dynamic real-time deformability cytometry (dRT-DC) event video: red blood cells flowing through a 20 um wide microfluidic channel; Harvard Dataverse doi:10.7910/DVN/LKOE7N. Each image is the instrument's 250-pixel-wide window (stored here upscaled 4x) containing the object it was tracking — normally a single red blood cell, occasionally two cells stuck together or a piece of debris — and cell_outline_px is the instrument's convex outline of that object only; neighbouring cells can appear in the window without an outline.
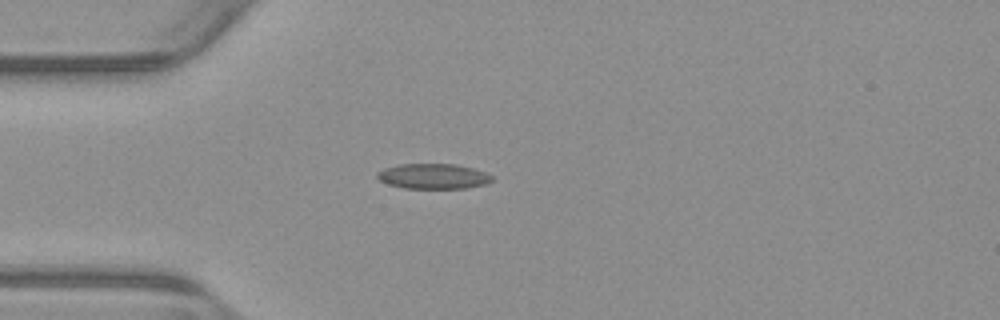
{"species": "common noctule bat (a hibernating species)", "species_latin": "Nyctalus noctula", "temperature_condition": "warm", "stored_images_in_passage": 34, "camera_frame_rate_fps": 3000, "um_per_image_px": 0.085, "animal": {"sex": "male", "body_mass_g": 23.1, "forearm_length_mm": 52.7}, "frame": {"image": 1, "passage_image": 1, "time_ms": 0.0, "image_size_px": [1000, 320], "cell_outline_px": [[492, 180], [488, 184], [468, 188], [404, 188], [388, 184], [380, 180], [376, 176], [376, 172], [384, 168], [400, 164], [456, 164], [472, 168], [484, 172], [492, 176]], "centroid_in_image_um": [36.82, 14.98], "position_along_channel_um": 48.2, "area_um2": 16.88}}
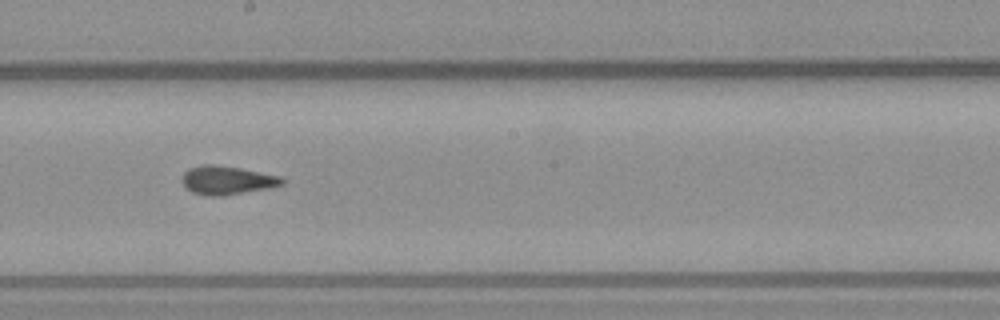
{"frame": {"image": 2, "passage_image": 16, "time_ms": 5.0, "image_size_px": [1000, 320], "cell_outline_px": [[284, 184], [268, 188], [220, 196], [212, 196], [192, 192], [184, 188], [180, 180], [184, 172], [188, 168], [204, 164], [212, 164], [240, 168], [280, 176], [284, 180]], "centroid_in_image_um": [19.24, 15.31], "position_along_channel_um": 229.0, "area_um2": 16.65}}
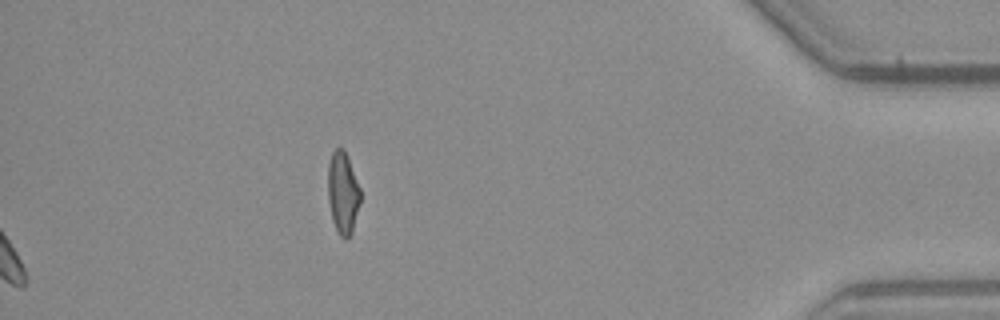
{"frame": {"image": 3, "passage_image": 34, "time_ms": 11.0, "image_size_px": [1000, 320], "cell_outline_px": [[360, 204], [352, 232], [348, 240], [344, 240], [340, 236], [332, 220], [328, 200], [328, 164], [332, 152], [336, 148], [344, 148], [348, 156], [360, 188]], "centroid_in_image_um": [29.15, 16.4], "position_along_channel_um": 406.1, "area_um2": 15.72}, "authors_computed_cell_mechanics": {"area_um2": 16.4441, "velocity_mm_per_s": 3.8541, "shape_relaxation_time_tau1_ms": 8.8833, "shape_relaxation_time_tau2_ms": 1.5419, "deformation_change_tau1": 0.1899, "deformation_change_tau2": 0.0887}}